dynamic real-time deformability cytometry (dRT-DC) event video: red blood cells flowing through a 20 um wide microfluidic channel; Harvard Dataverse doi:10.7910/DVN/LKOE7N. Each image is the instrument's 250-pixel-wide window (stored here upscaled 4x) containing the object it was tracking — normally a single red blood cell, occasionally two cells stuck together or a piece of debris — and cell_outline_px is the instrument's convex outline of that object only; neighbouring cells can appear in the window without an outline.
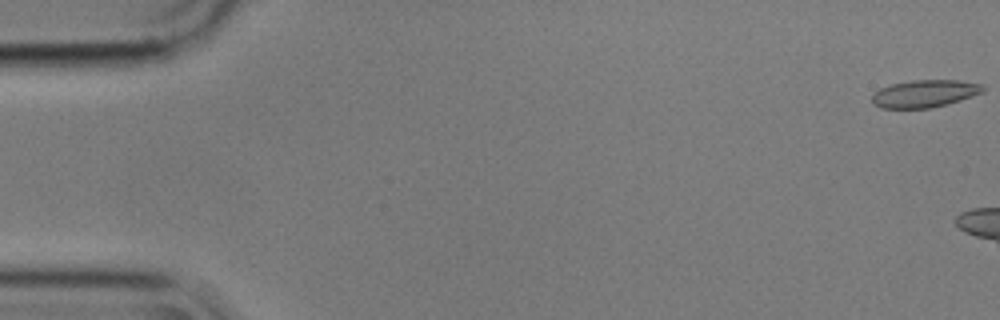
{"species": "common noctule bat (a hibernating species)", "species_latin": "Nyctalus noctula", "temperature_condition": "cold", "stored_images_in_passage": 3, "camera_frame_rate_fps": 3000, "um_per_image_px": 0.085, "animal": {"sex": "male", "body_mass_g": 17.9}, "frame": {"image": 1, "passage_image": 1, "time_ms": 0.0, "image_size_px": [1000, 320], "cell_outline_px": [[984, 92], [960, 100], [928, 108], [880, 108], [872, 104], [872, 96], [880, 88], [892, 84], [912, 80], [960, 80], [984, 84]], "centroid_in_image_um": [78.6, 7.95], "position_along_channel_um": 6.4, "area_um2": 17.69}}